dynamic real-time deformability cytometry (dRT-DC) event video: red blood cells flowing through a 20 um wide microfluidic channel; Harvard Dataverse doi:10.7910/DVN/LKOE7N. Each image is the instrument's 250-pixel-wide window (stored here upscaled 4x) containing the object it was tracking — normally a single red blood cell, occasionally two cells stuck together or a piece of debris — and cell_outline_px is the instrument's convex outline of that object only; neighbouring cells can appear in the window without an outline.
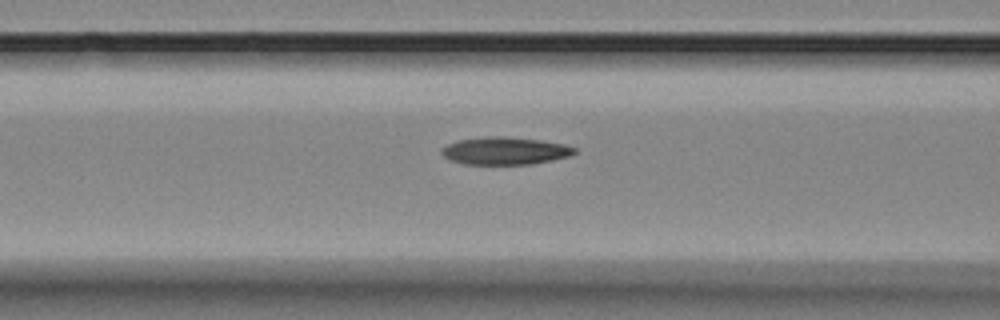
{"species": "Egyptian fruit bat (a non-hibernating species)", "species_latin": "Rousettus aegyptiacus", "temperature_condition": "room temperature", "stored_images_in_passage": 6, "camera_frame_rate_fps": 3000, "um_per_image_px": 0.085, "animal": {"sex": "female"}, "frame": {"image": 1, "passage_image": 6, "time_ms": 6.0, "image_size_px": [1000, 320], "cell_outline_px": [[576, 152], [568, 156], [552, 160], [532, 164], [464, 164], [452, 160], [444, 156], [440, 152], [448, 144], [460, 140], [488, 136], [508, 136], [540, 140], [564, 144], [576, 148]], "centroid_in_image_um": [42.95, 12.82], "position_along_channel_um": 123.7, "area_um2": 21.15}}